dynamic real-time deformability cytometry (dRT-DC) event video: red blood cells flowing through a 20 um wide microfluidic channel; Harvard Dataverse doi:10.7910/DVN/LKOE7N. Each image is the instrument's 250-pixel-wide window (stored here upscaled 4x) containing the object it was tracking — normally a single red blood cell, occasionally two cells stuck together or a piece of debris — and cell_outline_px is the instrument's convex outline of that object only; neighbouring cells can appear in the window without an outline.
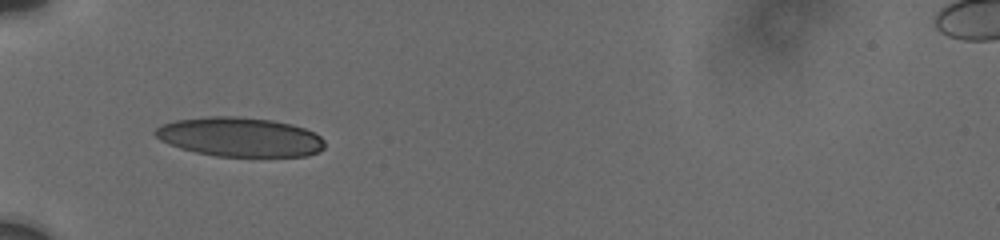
{"species": "human", "species_latin": "Homo sapiens", "temperature_condition": "cold", "stored_images_in_passage": 49, "camera_frame_rate_fps": 3000, "um_per_image_px": 0.085, "donor": {"sex": "male"}, "frame": {"image": 1, "passage_image": 1, "time_ms": 0.0, "image_size_px": [1000, 240], "cell_outline_px": [[324, 148], [320, 152], [304, 156], [216, 156], [196, 152], [180, 148], [168, 144], [160, 140], [152, 132], [156, 128], [164, 124], [176, 120], [208, 116], [240, 116], [272, 120], [292, 124], [304, 128], [320, 136], [324, 140]], "centroid_in_image_um": [20.38, 11.64], "position_along_channel_um": 64.6, "area_um2": 38.84}}
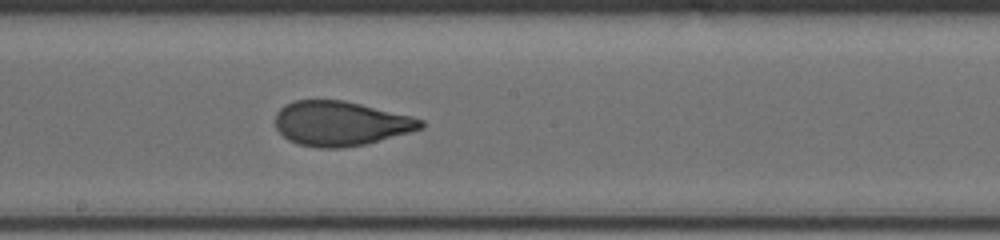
{"frame": {"image": 2, "passage_image": 20, "time_ms": 4.333, "image_size_px": [1000, 240], "cell_outline_px": [[424, 128], [364, 144], [340, 148], [316, 148], [300, 144], [288, 140], [276, 128], [276, 112], [284, 104], [296, 100], [344, 100], [412, 116], [424, 120]], "centroid_in_image_um": [28.94, 10.49], "position_along_channel_um": 219.3, "area_um2": 37.69}}
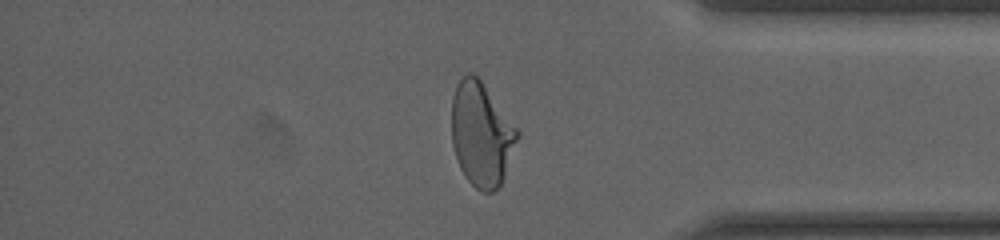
{"frame": {"image": 3, "passage_image": 38, "time_ms": 9.333, "image_size_px": [1000, 240], "cell_outline_px": [[520, 132], [504, 176], [500, 184], [492, 192], [480, 192], [464, 176], [460, 168], [452, 144], [452, 96], [456, 84], [468, 72], [472, 72], [480, 80]], "centroid_in_image_um": [40.9, 11.42], "position_along_channel_um": 394.3, "area_um2": 39.3}, "authors_computed_cell_mechanics": {"area_um2": 38.8994, "velocity_mm_per_s": 3.7655, "shape_relaxation_time_tau1_ms": 6.1009, "shape_relaxation_time_tau2_ms": 0.6998, "deformation_change_tau1": 0.1904, "deformation_change_tau2": 0.0528}}